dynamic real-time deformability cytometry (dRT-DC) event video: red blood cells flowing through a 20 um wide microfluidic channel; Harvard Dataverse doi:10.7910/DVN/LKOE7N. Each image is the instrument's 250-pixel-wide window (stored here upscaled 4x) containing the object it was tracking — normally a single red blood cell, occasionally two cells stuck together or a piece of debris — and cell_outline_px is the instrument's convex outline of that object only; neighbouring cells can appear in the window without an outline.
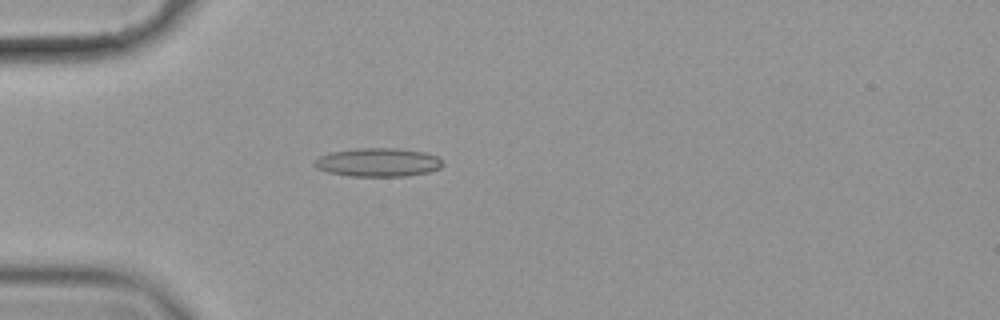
{"species": "common noctule bat (a hibernating species)", "species_latin": "Nyctalus noctula", "temperature_condition": "cold", "stored_images_in_passage": 47, "camera_frame_rate_fps": 3000, "um_per_image_px": 0.085, "animal": {"sex": "female", "body_mass_g": 19.9}, "frame": {"image": 1, "passage_image": 7, "time_ms": 2.0, "image_size_px": [1000, 320], "cell_outline_px": [[444, 164], [440, 168], [428, 172], [404, 176], [348, 176], [328, 172], [316, 168], [312, 164], [320, 156], [332, 152], [356, 148], [396, 148], [424, 152], [436, 156]], "centroid_in_image_um": [32.12, 13.8], "position_along_channel_um": 52.9, "area_um2": 21.27}}
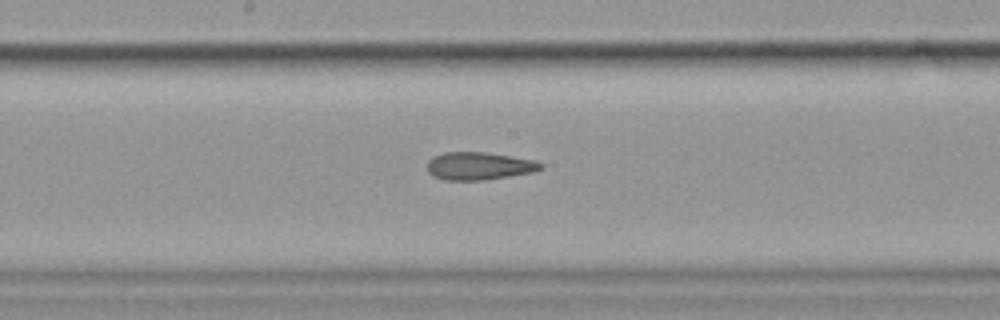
{"frame": {"image": 2, "passage_image": 21, "time_ms": 6.667, "image_size_px": [1000, 320], "cell_outline_px": [[544, 164], [540, 168], [532, 172], [484, 180], [444, 180], [432, 176], [428, 172], [428, 160], [432, 156], [444, 152], [484, 152], [536, 160]], "centroid_in_image_um": [40.67, 14.1], "position_along_channel_um": 207.5, "area_um2": 18.32}}
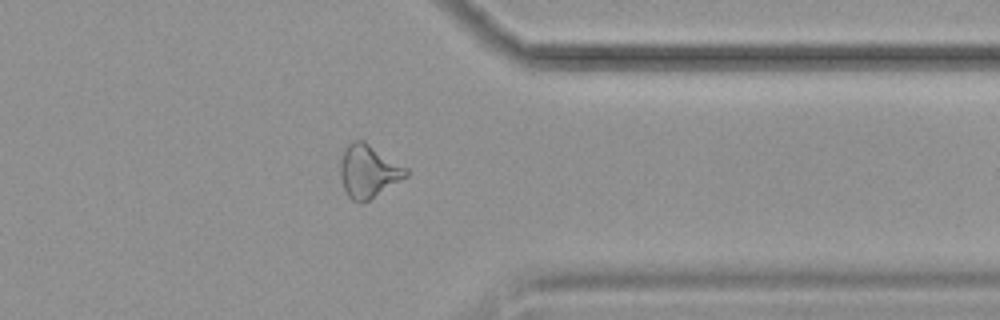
{"frame": {"image": 3, "passage_image": 36, "time_ms": 11.667, "image_size_px": [1000, 320], "cell_outline_px": [[408, 176], [368, 200], [360, 204], [352, 200], [348, 196], [344, 188], [340, 176], [340, 160], [344, 148], [352, 140], [364, 140], [408, 168]], "centroid_in_image_um": [31.3, 14.53], "position_along_channel_um": 380.1, "area_um2": 20.35}, "authors_computed_cell_mechanics": {"area_um2": 19.4208, "velocity_mm_per_s": 3.5551, "shape_relaxation_time_tau1_ms": null, "shape_relaxation_time_tau2_ms": 3.1429, "deformation_change_tau1": null, "deformation_change_tau2": 0.1291}}